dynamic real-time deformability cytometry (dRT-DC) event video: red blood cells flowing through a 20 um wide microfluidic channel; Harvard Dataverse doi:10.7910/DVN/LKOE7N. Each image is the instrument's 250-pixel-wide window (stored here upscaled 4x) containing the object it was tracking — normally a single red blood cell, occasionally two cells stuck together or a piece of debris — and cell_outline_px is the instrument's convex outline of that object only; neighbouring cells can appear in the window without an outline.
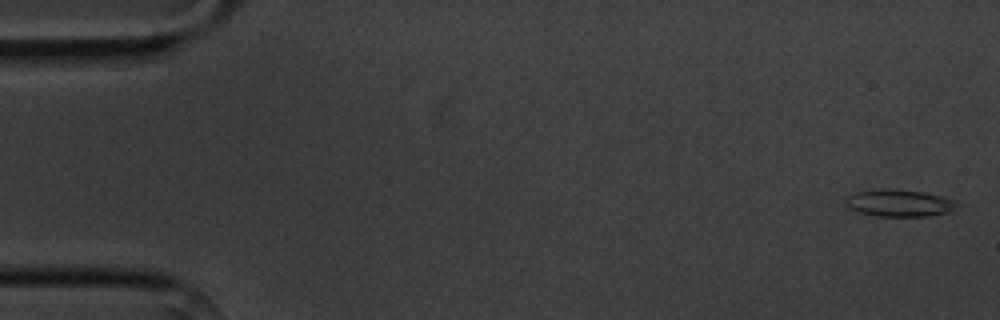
{"species": "common noctule bat (a hibernating species)", "species_latin": "Nyctalus noctula", "temperature_condition": "cold", "stored_images_in_passage": 5, "camera_frame_rate_fps": 3000, "um_per_image_px": 0.085, "animal": {"sex": "male", "body_mass_g": 20.1, "forearm_length_mm": 53.5}, "frame": {"image": 1, "passage_image": 1, "time_ms": 0.0, "image_size_px": [1000, 320], "cell_outline_px": [[960, 204], [948, 212], [928, 216], [876, 216], [860, 212], [848, 208], [844, 204], [848, 196], [856, 192], [880, 188], [924, 192], [956, 200]], "centroid_in_image_um": [76.42, 17.26], "position_along_channel_um": 8.6, "area_um2": 17.51}}